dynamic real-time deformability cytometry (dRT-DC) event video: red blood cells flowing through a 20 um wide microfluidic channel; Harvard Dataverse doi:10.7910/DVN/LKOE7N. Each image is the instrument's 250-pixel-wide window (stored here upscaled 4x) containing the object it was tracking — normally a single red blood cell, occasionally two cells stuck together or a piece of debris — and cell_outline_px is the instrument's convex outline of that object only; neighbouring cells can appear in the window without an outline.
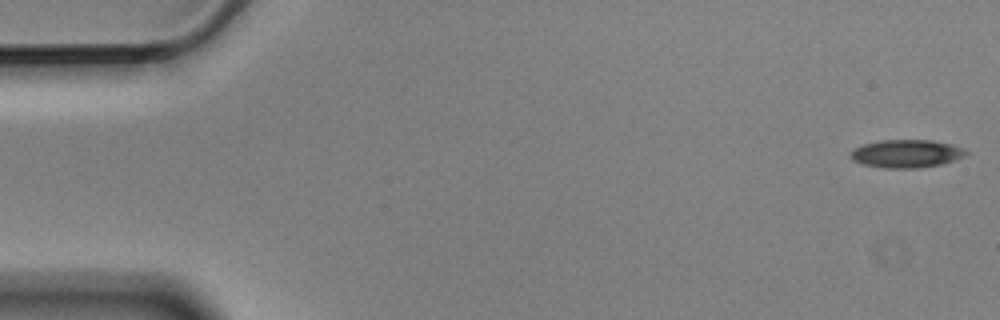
{"species": "Egyptian fruit bat (a non-hibernating species)", "species_latin": "Rousettus aegyptiacus", "temperature_condition": "cold", "stored_images_in_passage": 5, "segment_of_instrument_passage": [1, 2], "camera_frame_rate_fps": 3000, "um_per_image_px": 0.085, "animal": {"sex": "male"}, "frame": {"image": 1, "passage_image": 1, "time_ms": 0.0, "image_size_px": [1000, 320], "cell_outline_px": [[968, 152], [964, 156], [940, 164], [916, 168], [884, 168], [864, 164], [852, 160], [848, 156], [856, 148], [864, 144], [880, 140], [932, 140], [952, 144], [964, 148]], "centroid_in_image_um": [77.04, 13.05], "position_along_channel_um": 8.0, "area_um2": 18.67}}
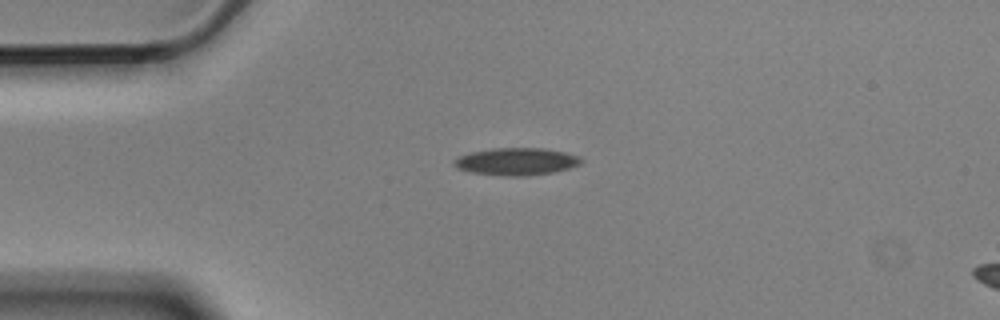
{"frame": {"image": 2, "passage_image": 4, "time_ms": 1.0, "image_size_px": [1000, 320], "cell_outline_px": [[584, 160], [580, 164], [556, 172], [528, 176], [500, 176], [468, 172], [456, 168], [452, 164], [452, 160], [460, 156], [472, 152], [492, 148], [544, 148], [564, 152], [576, 156]], "centroid_in_image_um": [43.85, 13.74], "position_along_channel_um": 41.2, "area_um2": 20.46}}